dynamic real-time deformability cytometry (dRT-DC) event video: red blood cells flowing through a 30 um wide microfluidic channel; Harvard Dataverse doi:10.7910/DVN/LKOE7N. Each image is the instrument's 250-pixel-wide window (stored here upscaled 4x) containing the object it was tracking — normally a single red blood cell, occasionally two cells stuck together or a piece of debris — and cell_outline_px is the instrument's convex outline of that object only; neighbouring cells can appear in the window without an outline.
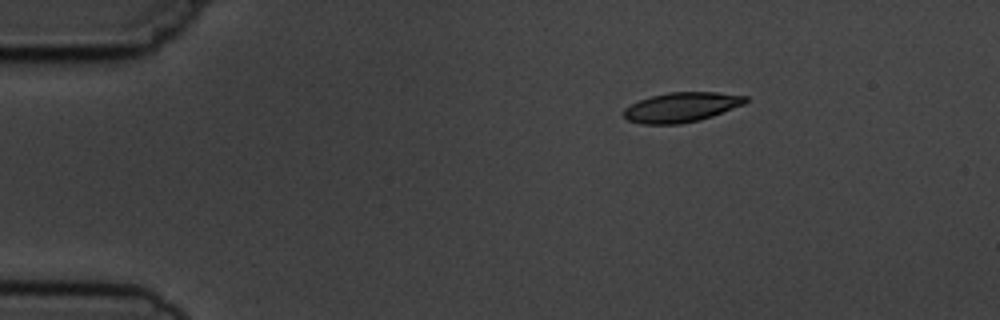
{"species": "common noctule bat (a hibernating species)", "species_latin": "Nyctalus noctula", "temperature_condition": "cold", "stored_images_in_passage": 3, "camera_frame_rate_fps": 3000, "um_per_image_px": 0.085, "animal": {"sex": "male", "body_mass_g": 19.5, "forearm_length_mm": 54.6}, "frame": {"image": 1, "passage_image": 1, "time_ms": 0.0, "image_size_px": [1000, 320], "cell_outline_px": [[748, 100], [744, 104], [712, 116], [700, 120], [680, 124], [640, 124], [628, 120], [624, 116], [624, 108], [640, 100], [652, 96], [668, 92], [716, 92], [748, 96]], "centroid_in_image_um": [57.93, 9.11], "position_along_channel_um": 27.1, "area_um2": 21.04}}